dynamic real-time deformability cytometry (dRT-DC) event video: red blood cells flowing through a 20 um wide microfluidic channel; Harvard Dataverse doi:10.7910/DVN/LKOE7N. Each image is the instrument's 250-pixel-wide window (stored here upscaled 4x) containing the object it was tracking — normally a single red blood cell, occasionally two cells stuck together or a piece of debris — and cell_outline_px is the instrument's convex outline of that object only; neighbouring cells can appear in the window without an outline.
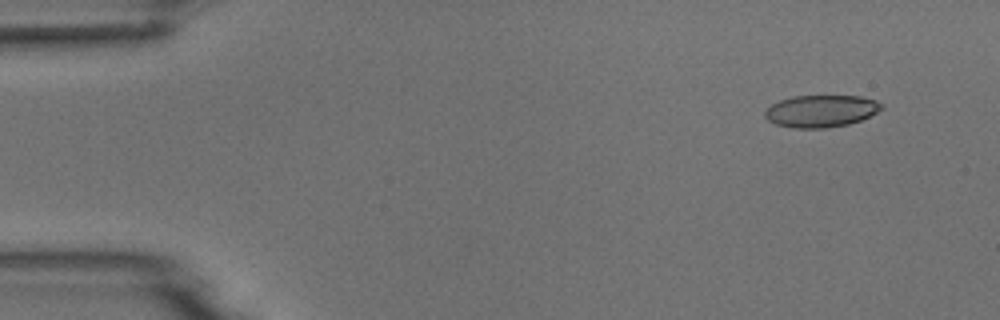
{"species": "common noctule bat (a hibernating species)", "species_latin": "Nyctalus noctula", "temperature_condition": "room temperature", "stored_images_in_passage": 5, "camera_frame_rate_fps": 3000, "um_per_image_px": 0.085, "animal": {"sex": "male", "body_mass_g": 18.8}, "frame": {"image": 1, "passage_image": 1, "time_ms": 0.0, "image_size_px": [1000, 320], "cell_outline_px": [[884, 108], [860, 120], [848, 124], [824, 128], [792, 128], [776, 124], [768, 120], [764, 116], [764, 112], [772, 104], [780, 100], [792, 96], [860, 96], [876, 100], [884, 104]], "centroid_in_image_um": [69.79, 9.43], "position_along_channel_um": 15.2, "area_um2": 21.79}}
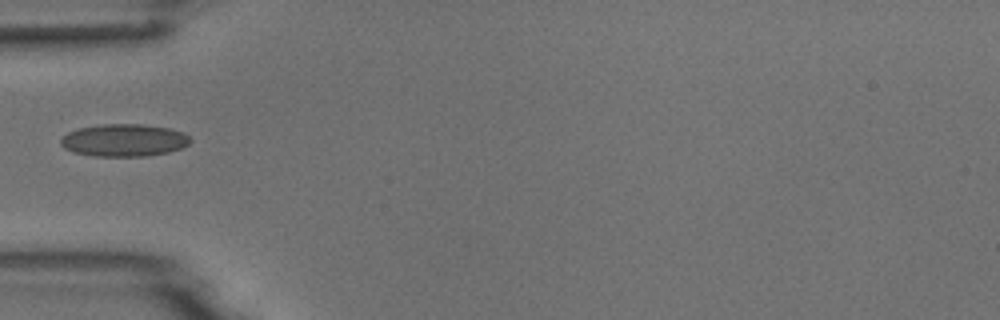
{"frame": {"image": 2, "passage_image": 4, "time_ms": 4.333, "image_size_px": [1000, 320], "cell_outline_px": [[192, 140], [188, 144], [180, 148], [168, 152], [148, 156], [92, 156], [72, 152], [64, 148], [60, 144], [60, 136], [68, 132], [80, 128], [100, 124], [140, 124], [168, 128], [184, 132]], "centroid_in_image_um": [10.5, 11.92], "position_along_channel_um": 74.5, "area_um2": 24.62}}